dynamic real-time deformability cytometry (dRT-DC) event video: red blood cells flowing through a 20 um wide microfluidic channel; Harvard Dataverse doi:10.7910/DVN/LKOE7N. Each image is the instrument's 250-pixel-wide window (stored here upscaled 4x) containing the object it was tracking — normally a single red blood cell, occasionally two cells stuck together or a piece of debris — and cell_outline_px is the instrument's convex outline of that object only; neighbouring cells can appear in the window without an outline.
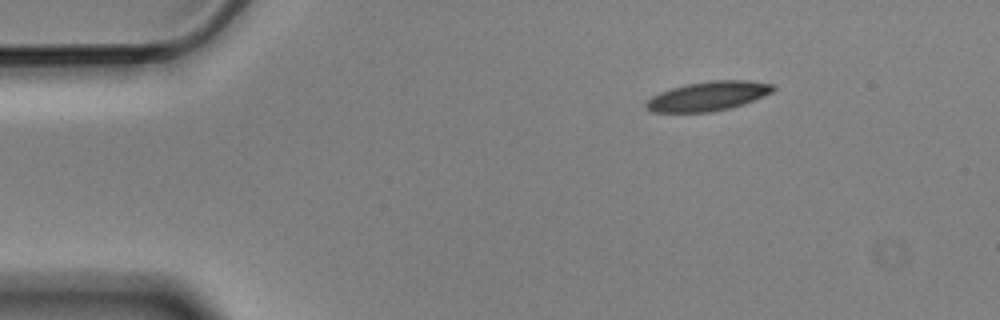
{"species": "Egyptian fruit bat (a non-hibernating species)", "species_latin": "Rousettus aegyptiacus", "temperature_condition": "cold", "stored_images_in_passage": 3, "camera_frame_rate_fps": 3000, "um_per_image_px": 0.085, "animal": {"sex": "male"}, "frame": {"image": 1, "passage_image": 1, "time_ms": 0.0, "image_size_px": [1000, 320], "cell_outline_px": [[776, 88], [772, 92], [764, 96], [744, 104], [712, 112], [652, 112], [644, 108], [644, 104], [652, 96], [660, 92], [672, 88], [688, 84], [712, 80], [748, 80], [776, 84]], "centroid_in_image_um": [60.21, 8.17], "position_along_channel_um": 24.8, "area_um2": 21.79}}